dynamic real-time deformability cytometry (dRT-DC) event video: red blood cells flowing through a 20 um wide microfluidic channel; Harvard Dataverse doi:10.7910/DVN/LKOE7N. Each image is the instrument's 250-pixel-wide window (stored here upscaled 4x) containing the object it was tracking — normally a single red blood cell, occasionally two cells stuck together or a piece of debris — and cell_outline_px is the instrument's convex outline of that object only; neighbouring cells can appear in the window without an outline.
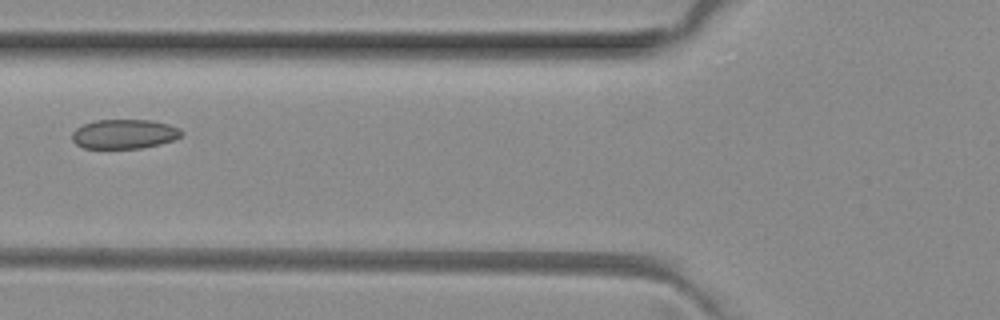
{"species": "common noctule bat (a hibernating species)", "species_latin": "Nyctalus noctula", "temperature_condition": "room temperature", "stored_images_in_passage": 6, "camera_frame_rate_fps": 3000, "um_per_image_px": 0.085, "animal": {"sex": "female", "body_mass_g": 29.2, "forearm_length_mm": 56.3}, "frame": {"image": 1, "passage_image": 6, "time_ms": 1.667, "image_size_px": [1000, 320], "cell_outline_px": [[184, 132], [180, 136], [172, 140], [160, 144], [140, 148], [84, 148], [76, 144], [72, 140], [72, 132], [76, 128], [84, 124], [96, 120], [152, 120], [168, 124], [180, 128]], "centroid_in_image_um": [10.56, 11.39], "position_along_channel_um": 115.2, "area_um2": 18.73}}